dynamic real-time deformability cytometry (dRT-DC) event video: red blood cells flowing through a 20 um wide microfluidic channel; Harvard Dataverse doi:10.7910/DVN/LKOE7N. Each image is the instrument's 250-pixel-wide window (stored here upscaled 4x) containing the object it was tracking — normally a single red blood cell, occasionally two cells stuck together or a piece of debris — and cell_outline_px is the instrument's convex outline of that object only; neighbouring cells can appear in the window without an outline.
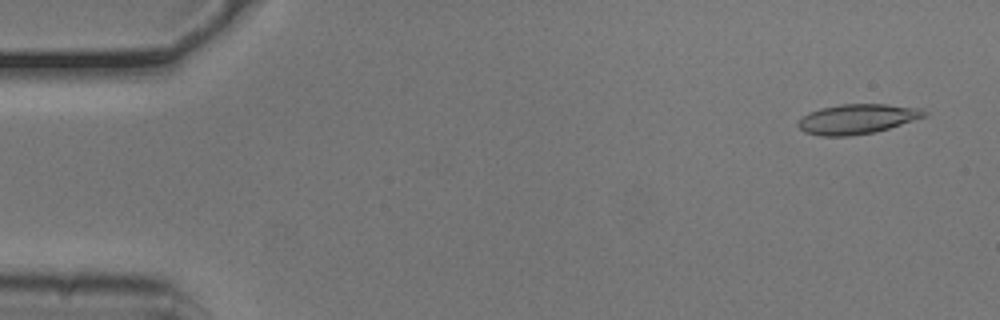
{"species": "common noctule bat (a hibernating species)", "species_latin": "Nyctalus noctula", "temperature_condition": "cold", "stored_images_in_passage": 9, "camera_frame_rate_fps": 3000, "um_per_image_px": 0.085, "animal": {"sex": "male", "body_mass_g": 20.5, "forearm_length_mm": 52.5}, "frame": {"image": 1, "passage_image": 3, "time_ms": 0.667, "image_size_px": [1000, 320], "cell_outline_px": [[928, 116], [888, 128], [872, 132], [848, 136], [820, 136], [804, 132], [796, 124], [808, 112], [820, 108], [840, 104], [888, 104], [924, 108], [928, 112]], "centroid_in_image_um": [72.89, 10.1], "position_along_channel_um": 12.1, "area_um2": 22.02}}